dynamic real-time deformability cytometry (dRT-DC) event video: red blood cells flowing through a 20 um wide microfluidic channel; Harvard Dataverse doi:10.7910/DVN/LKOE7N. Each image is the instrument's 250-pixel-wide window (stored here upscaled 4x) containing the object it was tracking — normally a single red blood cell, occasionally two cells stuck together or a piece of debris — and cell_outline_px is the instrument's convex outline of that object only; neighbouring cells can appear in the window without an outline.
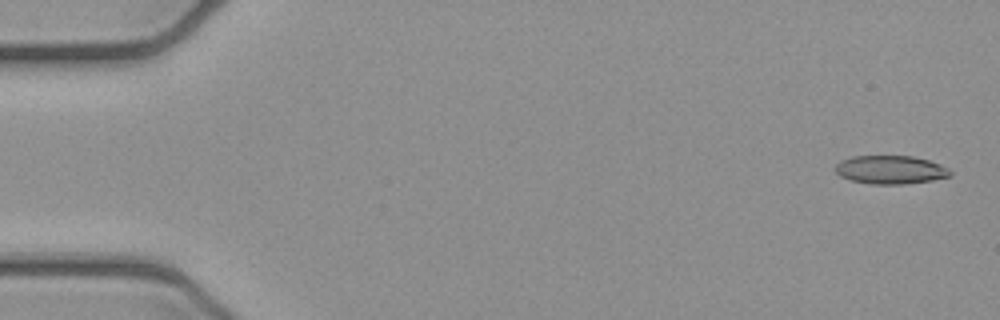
{"species": "common noctule bat (a hibernating species)", "species_latin": "Nyctalus noctula", "temperature_condition": "cold", "stored_images_in_passage": 4, "camera_frame_rate_fps": 3000, "um_per_image_px": 0.085, "animal": {"sex": "female", "body_mass_g": 21.9}, "frame": {"image": 1, "passage_image": 1, "time_ms": 0.0, "image_size_px": [1000, 320], "cell_outline_px": [[952, 176], [932, 180], [904, 184], [872, 184], [852, 180], [840, 176], [836, 172], [836, 164], [840, 160], [852, 156], [912, 156], [928, 160], [940, 164], [948, 168], [952, 172]], "centroid_in_image_um": [75.71, 14.42], "position_along_channel_um": 9.3, "area_um2": 19.02}}